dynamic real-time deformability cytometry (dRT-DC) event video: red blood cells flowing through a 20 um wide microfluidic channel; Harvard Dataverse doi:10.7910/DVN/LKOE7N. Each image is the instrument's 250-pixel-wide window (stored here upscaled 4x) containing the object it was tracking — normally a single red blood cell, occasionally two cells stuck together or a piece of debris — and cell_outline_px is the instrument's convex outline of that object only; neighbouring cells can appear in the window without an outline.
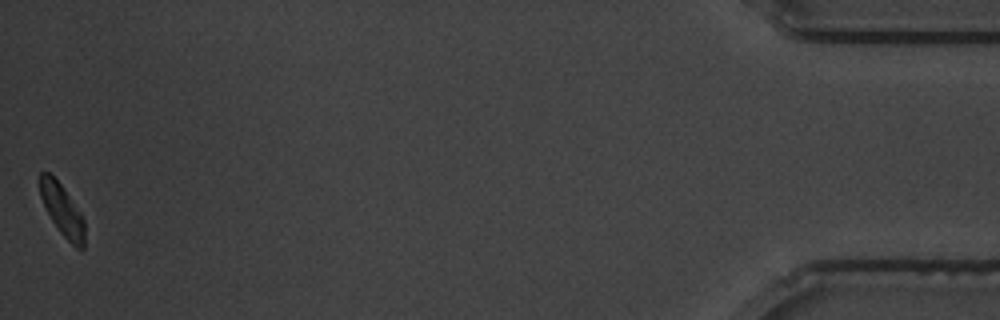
{"species": "common noctule bat (a hibernating species)", "species_latin": "Nyctalus noctula", "temperature_condition": "warm", "stored_images_in_passage": 42, "camera_frame_rate_fps": 3000, "um_per_image_px": 0.085, "animal": {"sex": "male", "body_mass_g": 19.5, "forearm_length_mm": 54.6}, "frame": {"image": 1, "passage_image": 42, "time_ms": 13.667, "image_size_px": [1000, 320], "cell_outline_px": [[84, 248], [76, 248], [60, 232], [52, 220], [40, 196], [40, 172], [48, 172], [60, 184], [80, 212], [84, 220]], "centroid_in_image_um": [5.29, 17.87], "position_along_channel_um": 429.9, "area_um2": 12.95}, "authors_computed_cell_mechanics": {"area_um2": 15.5771, "velocity_mm_per_s": 3.4006, "shape_relaxation_time_tau1_ms": 2.9526, "shape_relaxation_time_tau2_ms": 8.6659, "deformation_change_tau1": 0.1379, "deformation_change_tau2": 0.1305}}